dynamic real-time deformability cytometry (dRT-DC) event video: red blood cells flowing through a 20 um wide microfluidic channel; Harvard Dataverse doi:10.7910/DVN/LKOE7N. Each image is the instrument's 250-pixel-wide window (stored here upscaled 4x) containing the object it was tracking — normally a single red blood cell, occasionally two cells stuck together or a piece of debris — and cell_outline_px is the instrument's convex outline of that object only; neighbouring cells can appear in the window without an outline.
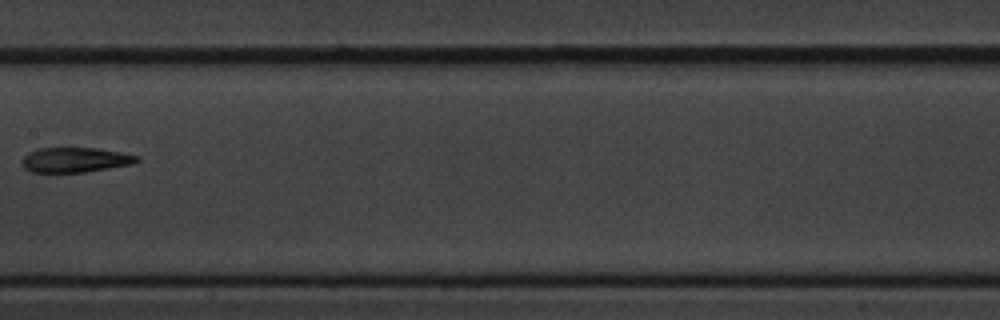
{"species": "common noctule bat (a hibernating species)", "species_latin": "Nyctalus noctula", "temperature_condition": "cold", "stored_images_in_passage": 10, "camera_frame_rate_fps": 3000, "um_per_image_px": 0.085, "animal": {"sex": "male", "body_mass_g": 20.1, "forearm_length_mm": 53.5}, "frame": {"image": 1, "passage_image": 9, "time_ms": 10.333, "image_size_px": [1000, 320], "cell_outline_px": [[140, 160], [132, 164], [84, 172], [32, 172], [24, 168], [24, 156], [28, 152], [40, 148], [96, 148], [120, 152], [140, 156]], "centroid_in_image_um": [6.42, 13.58], "position_along_channel_um": 201.0, "area_um2": 16.47}}
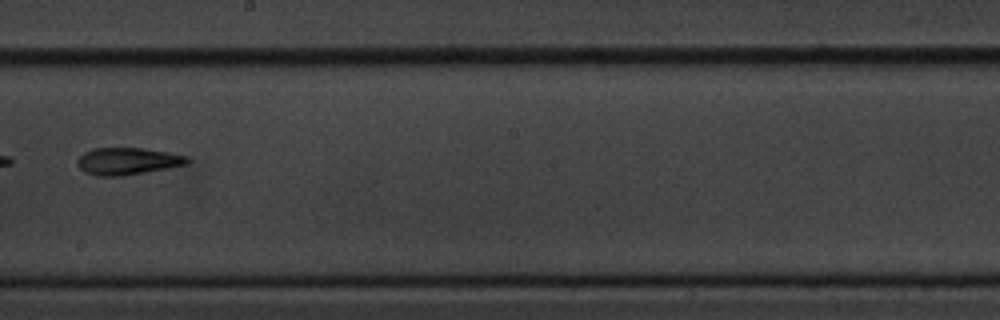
{"frame": {"image": 2, "passage_image": 10, "time_ms": 11.333, "image_size_px": [1000, 320], "cell_outline_px": [[192, 160], [188, 164], [168, 168], [120, 176], [96, 176], [84, 172], [76, 164], [76, 160], [84, 152], [92, 148], [140, 148], [168, 152], [188, 156]], "centroid_in_image_um": [10.84, 13.7], "position_along_channel_um": 237.4, "area_um2": 17.46}}